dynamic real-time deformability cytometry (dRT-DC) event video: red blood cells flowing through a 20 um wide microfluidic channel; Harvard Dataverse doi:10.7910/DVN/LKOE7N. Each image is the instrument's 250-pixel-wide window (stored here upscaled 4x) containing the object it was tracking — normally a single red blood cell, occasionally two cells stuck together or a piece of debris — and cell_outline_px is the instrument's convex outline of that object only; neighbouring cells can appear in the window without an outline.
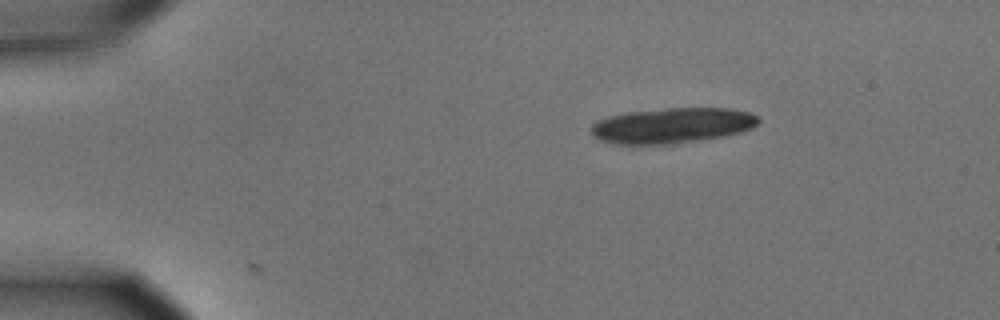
{"species": "common noctule bat (a hibernating species)", "species_latin": "Nyctalus noctula", "temperature_condition": "cold", "stored_images_in_passage": 7, "camera_frame_rate_fps": 3000, "um_per_image_px": 0.085, "animal": {"sex": "male", "body_mass_g": 15.6}, "frame": {"image": 1, "passage_image": 1, "time_ms": 0.0, "image_size_px": [1000, 320], "cell_outline_px": [[760, 120], [752, 128], [740, 132], [724, 136], [676, 144], [620, 144], [600, 140], [592, 136], [592, 124], [596, 120], [608, 116], [628, 112], [668, 108], [728, 108], [748, 112], [756, 116]], "centroid_in_image_um": [57.12, 10.67], "position_along_channel_um": 27.9, "area_um2": 34.51}}